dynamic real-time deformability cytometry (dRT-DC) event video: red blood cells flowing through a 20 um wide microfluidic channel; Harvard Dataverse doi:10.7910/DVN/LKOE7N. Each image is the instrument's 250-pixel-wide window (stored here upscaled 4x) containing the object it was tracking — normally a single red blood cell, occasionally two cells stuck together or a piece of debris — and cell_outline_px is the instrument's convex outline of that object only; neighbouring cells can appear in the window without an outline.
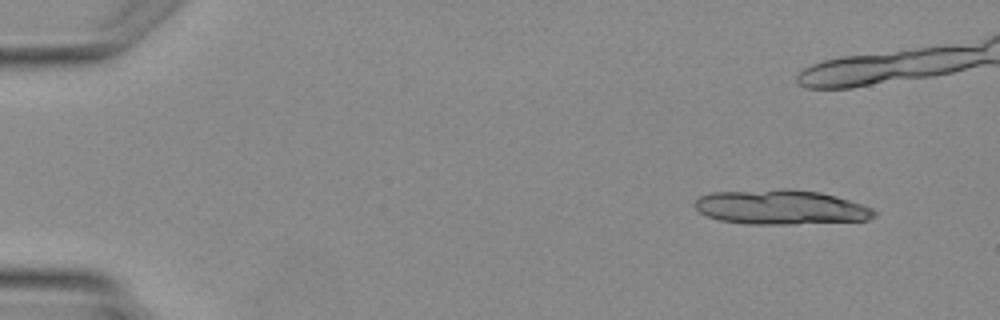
{"species": "Egyptian fruit bat (a non-hibernating species)", "species_latin": "Rousettus aegyptiacus", "temperature_condition": "warm", "stored_images_in_passage": 5, "camera_frame_rate_fps": 3000, "um_per_image_px": 0.085, "animal": {"sex": "female"}, "frame": {"image": 1, "passage_image": 1, "time_ms": 0.0, "image_size_px": [1000, 320], "cell_outline_px": [[876, 216], [868, 220], [796, 224], [744, 224], [720, 220], [708, 216], [700, 212], [696, 208], [696, 200], [700, 196], [712, 192], [784, 188], [788, 188], [820, 192], [836, 196], [872, 208], [876, 212]], "centroid_in_image_um": [66.38, 17.61], "position_along_channel_um": 18.6, "area_um2": 36.3}}